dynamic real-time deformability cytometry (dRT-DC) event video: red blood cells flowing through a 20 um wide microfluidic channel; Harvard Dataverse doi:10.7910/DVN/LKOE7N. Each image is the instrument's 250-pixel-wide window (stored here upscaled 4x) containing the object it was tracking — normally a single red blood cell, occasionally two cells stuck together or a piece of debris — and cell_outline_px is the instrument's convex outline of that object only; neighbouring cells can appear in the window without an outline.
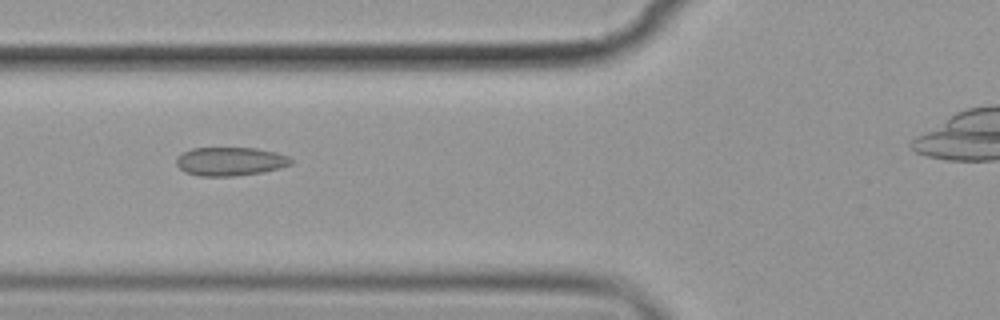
{"species": "common noctule bat (a hibernating species)", "species_latin": "Nyctalus noctula", "temperature_condition": "cold", "stored_images_in_passage": 9, "camera_frame_rate_fps": 3000, "um_per_image_px": 0.085, "animal": {"sex": "female", "body_mass_g": 19.9}, "frame": {"image": 1, "passage_image": 3, "time_ms": 2.333, "image_size_px": [1000, 320], "cell_outline_px": [[292, 164], [280, 168], [264, 172], [232, 176], [200, 176], [184, 172], [176, 164], [176, 156], [192, 148], [256, 148], [276, 152], [288, 156], [292, 160]], "centroid_in_image_um": [19.57, 13.72], "position_along_channel_um": 106.2, "area_um2": 19.19}}
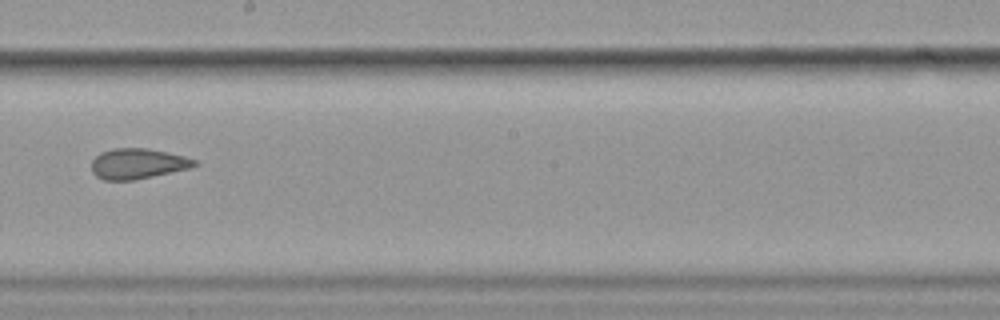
{"frame": {"image": 2, "passage_image": 6, "time_ms": 6.0, "image_size_px": [1000, 320], "cell_outline_px": [[200, 164], [188, 168], [152, 176], [132, 180], [104, 180], [96, 176], [92, 172], [92, 160], [100, 152], [112, 148], [148, 148], [168, 152], [184, 156], [196, 160]], "centroid_in_image_um": [11.69, 13.9], "position_along_channel_um": 236.5, "area_um2": 18.21}}
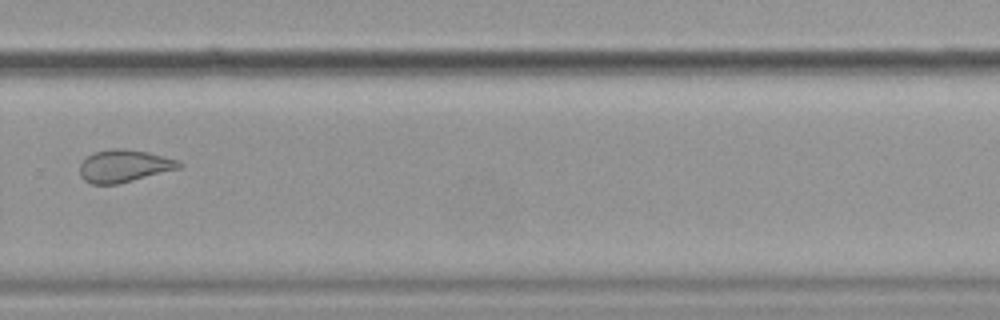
{"frame": {"image": 3, "passage_image": 8, "time_ms": 8.333, "image_size_px": [1000, 320], "cell_outline_px": [[184, 164], [180, 168], [116, 184], [92, 184], [84, 180], [80, 176], [80, 164], [92, 152], [112, 148], [124, 148], [148, 152], [180, 160]], "centroid_in_image_um": [10.55, 14.09], "position_along_channel_um": 319.2, "area_um2": 18.79}}